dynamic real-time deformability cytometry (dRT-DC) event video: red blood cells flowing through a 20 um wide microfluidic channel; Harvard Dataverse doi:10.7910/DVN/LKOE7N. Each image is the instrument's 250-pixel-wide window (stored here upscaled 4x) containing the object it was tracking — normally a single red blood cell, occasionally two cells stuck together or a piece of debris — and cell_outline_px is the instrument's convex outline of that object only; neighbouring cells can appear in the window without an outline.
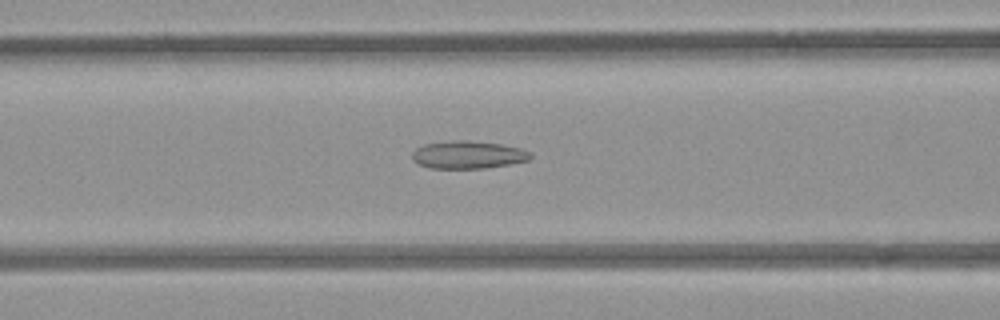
{"species": "common noctule bat (a hibernating species)", "species_latin": "Nyctalus noctula", "temperature_condition": "room temperature", "stored_images_in_passage": 54, "camera_frame_rate_fps": 3000, "um_per_image_px": 0.085, "animal": {"sex": "female", "body_mass_g": 21.9}, "frame": {"image": 1, "passage_image": 22, "time_ms": 7.0, "image_size_px": [1000, 320], "cell_outline_px": [[532, 156], [528, 160], [508, 164], [484, 168], [428, 168], [412, 160], [412, 152], [416, 148], [424, 144], [452, 140], [468, 140], [500, 144], [520, 148], [532, 152]], "centroid_in_image_um": [39.76, 13.15], "position_along_channel_um": 126.8, "area_um2": 19.07}}
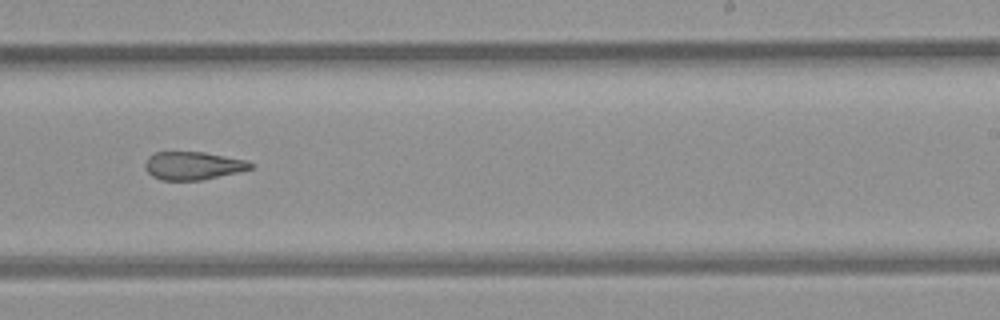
{"frame": {"image": 2, "passage_image": 33, "time_ms": 10.667, "image_size_px": [1000, 320], "cell_outline_px": [[252, 168], [204, 180], [160, 180], [152, 176], [144, 168], [144, 164], [148, 156], [156, 152], [204, 152], [248, 160], [252, 164]], "centroid_in_image_um": [16.37, 14.08], "position_along_channel_um": 272.6, "area_um2": 17.28}}
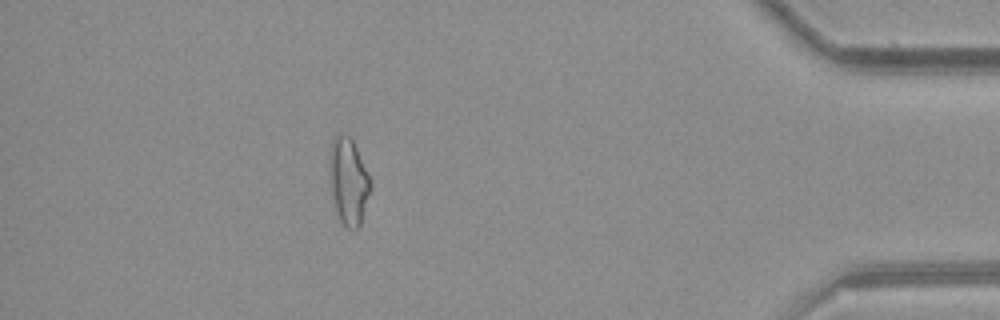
{"frame": {"image": 3, "passage_image": 47, "time_ms": 15.333, "image_size_px": [1000, 320], "cell_outline_px": [[372, 188], [360, 228], [348, 228], [340, 220], [332, 204], [328, 172], [328, 152], [332, 140], [336, 132], [344, 132], [352, 140], [368, 172], [372, 184]], "centroid_in_image_um": [29.59, 15.39], "position_along_channel_um": 405.6, "area_um2": 21.62}, "authors_computed_cell_mechanics": {"area_um2": 20.4901, "velocity_mm_per_s": 3.9839, "shape_relaxation_time_tau1_ms": null, "shape_relaxation_time_tau2_ms": 3.4199, "deformation_change_tau1": null, "deformation_change_tau2": 0.1237}}